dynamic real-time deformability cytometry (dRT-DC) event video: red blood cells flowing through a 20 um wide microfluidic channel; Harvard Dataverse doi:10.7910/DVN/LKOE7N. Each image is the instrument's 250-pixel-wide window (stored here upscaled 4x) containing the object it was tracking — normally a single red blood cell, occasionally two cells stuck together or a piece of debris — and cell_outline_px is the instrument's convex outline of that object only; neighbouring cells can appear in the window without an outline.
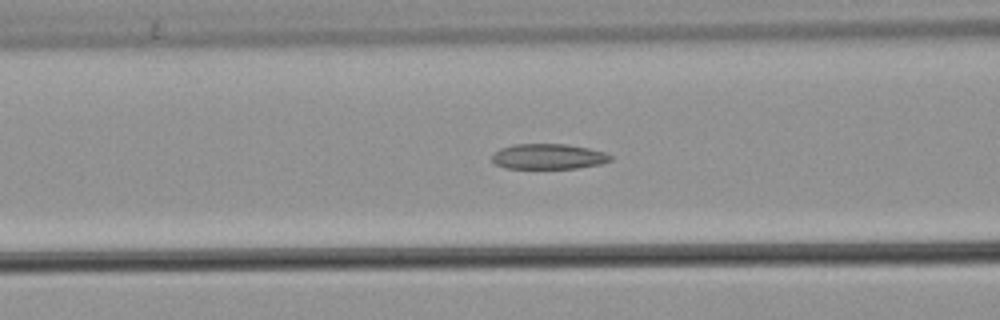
{"species": "common noctule bat (a hibernating species)", "species_latin": "Nyctalus noctula", "temperature_condition": "warm", "stored_images_in_passage": 44, "camera_frame_rate_fps": 3000, "um_per_image_px": 0.085, "animal": {"sex": "male", "body_mass_g": 21.5, "forearm_length_mm": 52.0}, "frame": {"image": 1, "passage_image": 13, "time_ms": 4.0, "image_size_px": [1000, 320], "cell_outline_px": [[612, 160], [604, 164], [576, 168], [504, 168], [496, 164], [492, 160], [492, 156], [500, 148], [512, 144], [568, 144], [588, 148], [604, 152], [612, 156]], "centroid_in_image_um": [46.64, 13.3], "position_along_channel_um": 120.0, "area_um2": 17.57}, "authors_computed_cell_mechanics": {"area_um2": 17.8313, "velocity_mm_per_s": 3.8808, "shape_relaxation_time_tau1_ms": null, "shape_relaxation_time_tau2_ms": 6.4718, "deformation_change_tau1": null, "deformation_change_tau2": 0.1246}}